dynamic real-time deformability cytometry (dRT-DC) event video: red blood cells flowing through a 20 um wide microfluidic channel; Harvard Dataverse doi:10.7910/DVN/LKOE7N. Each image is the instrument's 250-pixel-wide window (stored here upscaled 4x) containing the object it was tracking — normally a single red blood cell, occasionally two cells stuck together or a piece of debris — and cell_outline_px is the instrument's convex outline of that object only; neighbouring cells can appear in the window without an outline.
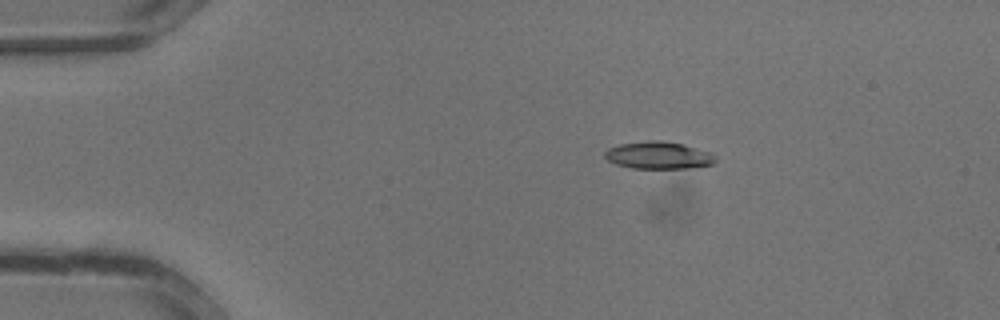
{"species": "common noctule bat (a hibernating species)", "species_latin": "Nyctalus noctula", "temperature_condition": "warm", "stored_images_in_passage": 34, "camera_frame_rate_fps": 3000, "um_per_image_px": 0.085, "animal": {"sex": "male", "body_mass_g": 13.3}, "frame": {"image": 1, "passage_image": 7, "time_ms": 2.0, "image_size_px": [1000, 320], "cell_outline_px": [[716, 160], [712, 164], [692, 168], [632, 168], [616, 164], [608, 160], [604, 156], [604, 152], [608, 148], [620, 144], [648, 140], [660, 140], [684, 144], [712, 152], [716, 156]], "centroid_in_image_um": [56.0, 13.19], "position_along_channel_um": 29.0, "area_um2": 17.74}}
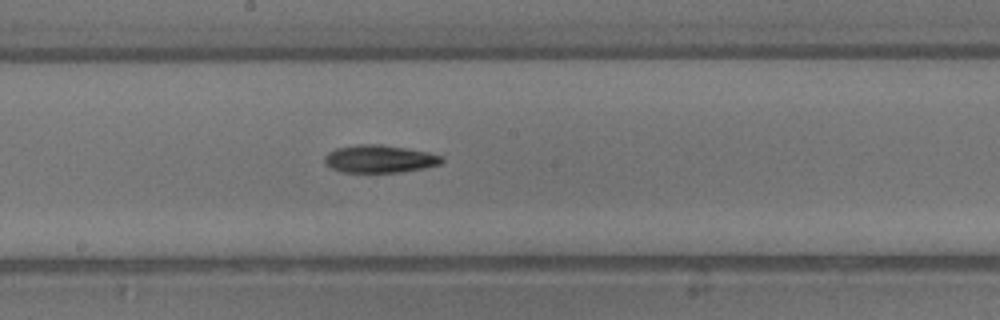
{"frame": {"image": 2, "passage_image": 19, "time_ms": 6.0, "image_size_px": [1000, 320], "cell_outline_px": [[444, 160], [440, 164], [424, 168], [400, 172], [340, 172], [324, 164], [324, 156], [328, 152], [336, 148], [360, 144], [380, 144], [428, 152], [444, 156]], "centroid_in_image_um": [32.25, 13.51], "position_along_channel_um": 216.0, "area_um2": 18.96}}
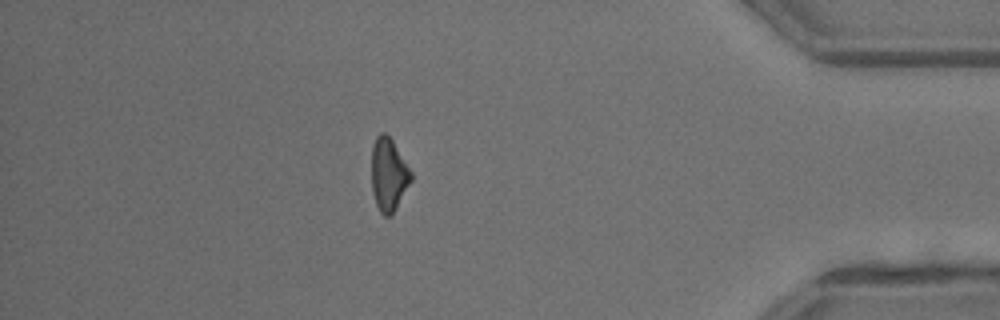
{"frame": {"image": 3, "passage_image": 30, "time_ms": 9.667, "image_size_px": [1000, 320], "cell_outline_px": [[412, 180], [392, 216], [384, 216], [380, 212], [376, 204], [372, 192], [372, 144], [376, 136], [380, 132], [384, 132], [392, 140], [412, 172]], "centroid_in_image_um": [33.03, 14.85], "position_along_channel_um": 402.2, "area_um2": 16.88}}